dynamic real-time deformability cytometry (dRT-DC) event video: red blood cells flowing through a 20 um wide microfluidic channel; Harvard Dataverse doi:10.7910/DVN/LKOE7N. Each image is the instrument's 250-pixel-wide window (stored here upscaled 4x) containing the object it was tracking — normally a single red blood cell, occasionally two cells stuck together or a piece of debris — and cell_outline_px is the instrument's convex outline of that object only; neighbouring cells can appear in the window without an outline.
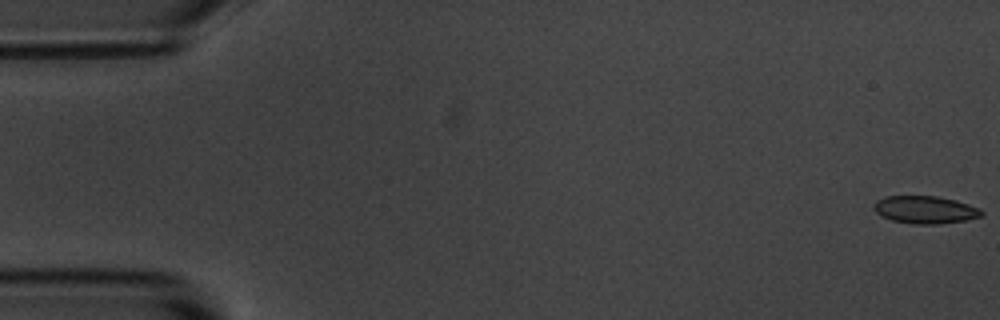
{"species": "common noctule bat (a hibernating species)", "species_latin": "Nyctalus noctula", "temperature_condition": "room temperature", "stored_images_in_passage": 5, "camera_frame_rate_fps": 3000, "um_per_image_px": 0.085, "animal": {"sex": "male", "body_mass_g": 20.1, "forearm_length_mm": 53.5}, "frame": {"image": 1, "passage_image": 1, "time_ms": 0.0, "image_size_px": [1000, 320], "cell_outline_px": [[984, 216], [964, 220], [936, 224], [912, 224], [892, 220], [880, 216], [872, 208], [872, 204], [876, 200], [884, 196], [936, 196], [956, 200], [980, 208], [984, 212]], "centroid_in_image_um": [78.61, 17.82], "position_along_channel_um": 6.4, "area_um2": 17.51}}
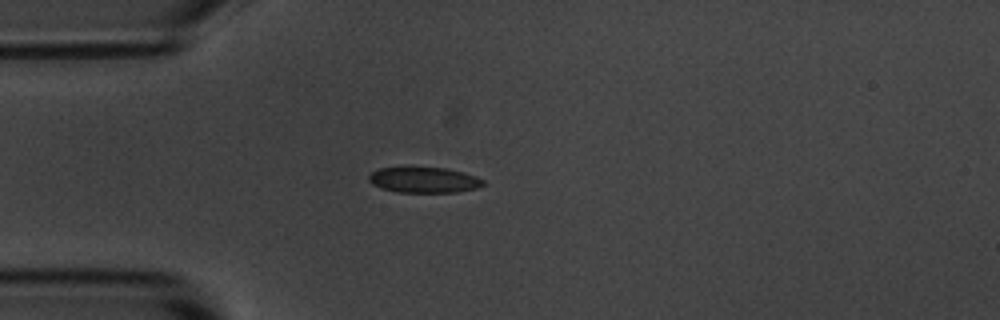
{"frame": {"image": 2, "passage_image": 5, "time_ms": 4.667, "image_size_px": [1000, 320], "cell_outline_px": [[484, 184], [476, 188], [456, 192], [396, 192], [380, 188], [372, 184], [368, 180], [368, 176], [372, 172], [380, 168], [444, 168], [464, 172], [476, 176], [484, 180]], "centroid_in_image_um": [36.03, 15.3], "position_along_channel_um": 49.0, "area_um2": 16.94}}